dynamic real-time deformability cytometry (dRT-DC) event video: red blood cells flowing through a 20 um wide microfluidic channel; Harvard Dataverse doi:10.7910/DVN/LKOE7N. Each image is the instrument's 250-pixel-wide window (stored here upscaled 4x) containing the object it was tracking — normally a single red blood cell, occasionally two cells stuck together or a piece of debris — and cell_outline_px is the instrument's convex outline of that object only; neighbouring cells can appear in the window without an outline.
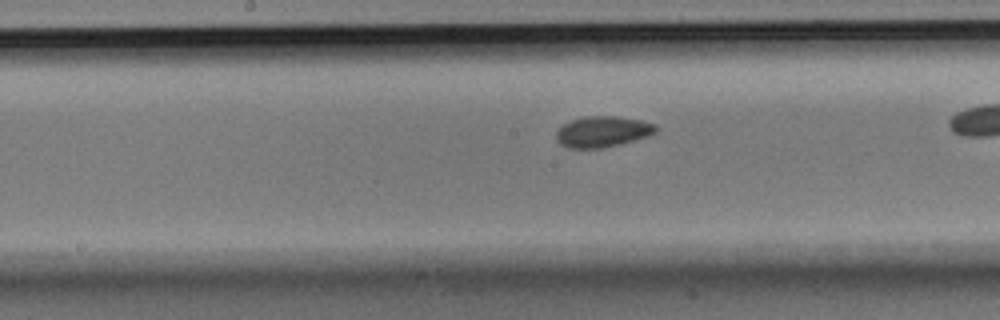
{"species": "Egyptian fruit bat (a non-hibernating species)", "species_latin": "Rousettus aegyptiacus", "temperature_condition": "room temperature", "stored_images_in_passage": 23, "camera_frame_rate_fps": 3000, "um_per_image_px": 0.085, "animal": {"sex": "male"}, "frame": {"image": 1, "passage_image": 10, "time_ms": 3.0, "image_size_px": [1000, 320], "cell_outline_px": [[656, 132], [620, 144], [604, 148], [568, 148], [560, 144], [556, 140], [556, 132], [564, 124], [572, 120], [584, 116], [616, 116], [640, 120], [656, 124]], "centroid_in_image_um": [51.18, 11.19], "position_along_channel_um": 197.0, "area_um2": 17.74}}